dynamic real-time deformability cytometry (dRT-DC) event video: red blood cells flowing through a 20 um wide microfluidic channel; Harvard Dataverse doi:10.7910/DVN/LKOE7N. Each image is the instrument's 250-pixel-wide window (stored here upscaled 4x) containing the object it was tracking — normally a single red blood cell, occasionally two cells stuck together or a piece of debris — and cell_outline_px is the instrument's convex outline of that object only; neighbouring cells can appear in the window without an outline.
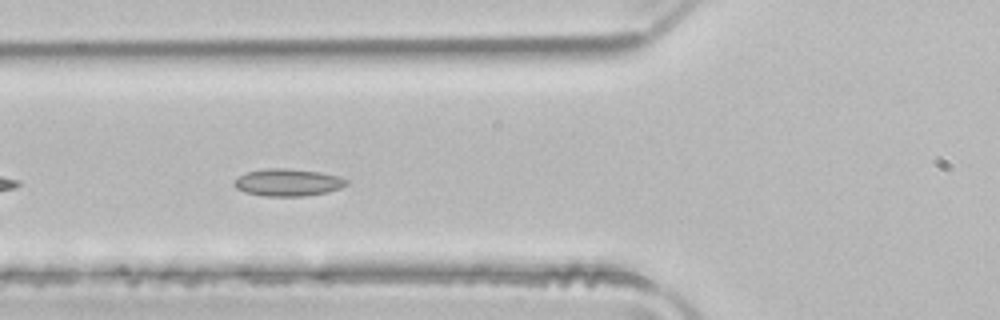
{"species": "common noctule bat (a hibernating species)", "species_latin": "Nyctalus noctula", "temperature_condition": "room temperature", "stored_images_in_passage": 3, "camera_frame_rate_fps": 3000, "um_per_image_px": 0.085, "animal": {"sex": "male", "body_mass_g": 21.5, "forearm_length_mm": 52.0}, "frame": {"image": 1, "passage_image": 3, "time_ms": 0.667, "image_size_px": [1000, 320], "cell_outline_px": [[348, 184], [340, 188], [328, 192], [304, 196], [264, 196], [244, 192], [236, 188], [232, 184], [232, 180], [248, 172], [268, 168], [284, 168], [320, 172], [340, 176], [348, 180]], "centroid_in_image_um": [24.47, 15.51], "position_along_channel_um": 101.3, "area_um2": 17.92}}